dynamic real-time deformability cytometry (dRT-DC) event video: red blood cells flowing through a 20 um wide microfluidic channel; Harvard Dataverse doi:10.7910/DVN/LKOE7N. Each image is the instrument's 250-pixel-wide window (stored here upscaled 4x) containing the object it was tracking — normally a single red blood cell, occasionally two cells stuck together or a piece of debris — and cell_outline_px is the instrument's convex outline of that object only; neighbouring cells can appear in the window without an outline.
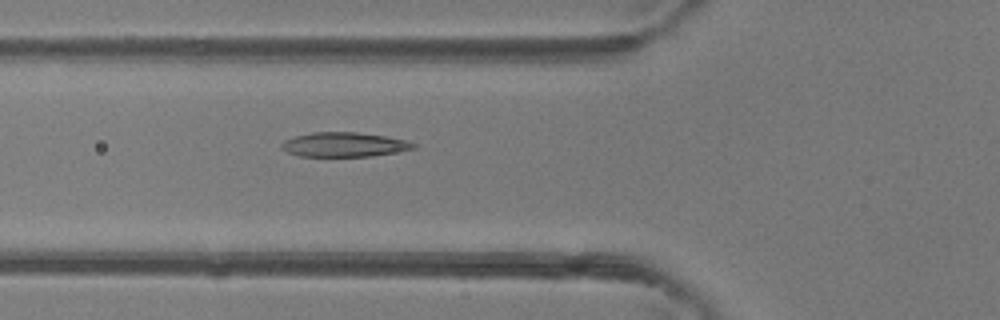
{"species": "common noctule bat (a hibernating species)", "species_latin": "Nyctalus noctula", "temperature_condition": "room temperature", "stored_images_in_passage": 47, "camera_frame_rate_fps": 3000, "um_per_image_px": 0.085, "animal": {"sex": "female"}, "frame": {"image": 1, "passage_image": 17, "time_ms": 5.333, "image_size_px": [1000, 320], "cell_outline_px": [[416, 148], [372, 156], [300, 156], [288, 152], [280, 148], [280, 144], [284, 140], [296, 136], [312, 132], [356, 132], [384, 136], [404, 140], [416, 144]], "centroid_in_image_um": [29.21, 12.29], "position_along_channel_um": 96.6, "area_um2": 18.61}}
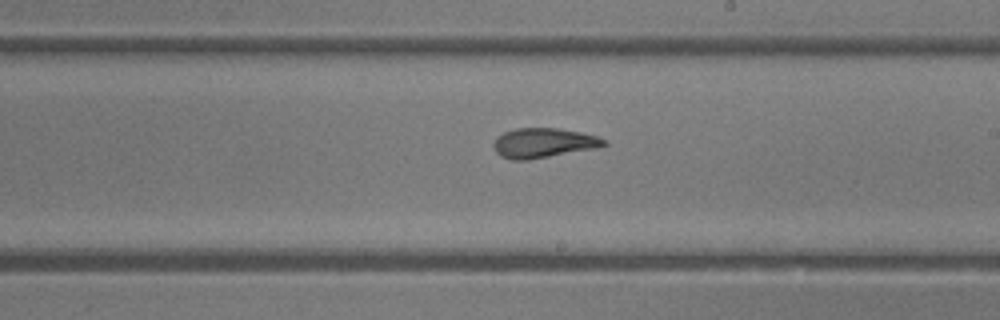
{"frame": {"image": 2, "passage_image": 27, "time_ms": 8.667, "image_size_px": [1000, 320], "cell_outline_px": [[608, 144], [600, 148], [528, 160], [512, 160], [500, 156], [496, 152], [492, 144], [496, 136], [504, 132], [516, 128], [560, 128], [580, 132], [596, 136], [608, 140]], "centroid_in_image_um": [46.21, 12.15], "position_along_channel_um": 242.8, "area_um2": 19.48}}
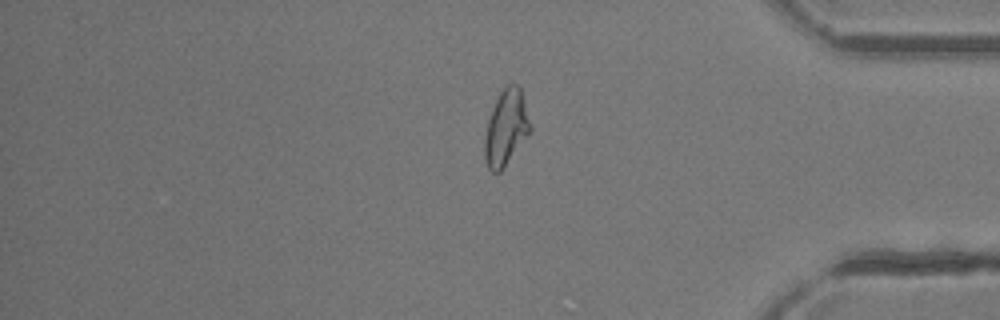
{"frame": {"image": 3, "passage_image": 39, "time_ms": 12.667, "image_size_px": [1000, 320], "cell_outline_px": [[532, 132], [504, 168], [500, 172], [492, 172], [488, 168], [484, 156], [484, 136], [488, 120], [492, 108], [500, 92], [508, 84], [516, 84], [520, 88], [524, 100], [532, 128]], "centroid_in_image_um": [43.02, 10.9], "position_along_channel_um": 392.2, "area_um2": 20.29}, "authors_computed_cell_mechanics": {"area_um2": 19.7676, "velocity_mm_per_s": 4.3799, "shape_relaxation_time_tau1_ms": 3.6983, "shape_relaxation_time_tau2_ms": 1.92, "deformation_change_tau1": 0.1716, "deformation_change_tau2": 0.0901}}